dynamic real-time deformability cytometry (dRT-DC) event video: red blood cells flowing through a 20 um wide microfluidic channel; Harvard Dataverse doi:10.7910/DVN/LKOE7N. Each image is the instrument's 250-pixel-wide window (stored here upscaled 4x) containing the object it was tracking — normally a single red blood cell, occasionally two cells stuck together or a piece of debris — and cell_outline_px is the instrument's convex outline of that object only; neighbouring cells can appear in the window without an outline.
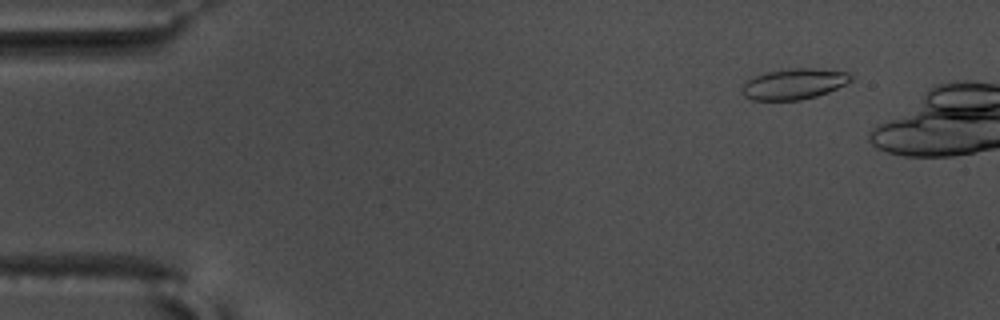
{"species": "common noctule bat (a hibernating species)", "species_latin": "Nyctalus noctula", "temperature_condition": "warm", "stored_images_in_passage": 5, "camera_frame_rate_fps": 3000, "um_per_image_px": 0.085, "animal": {"sex": "male", "body_mass_g": 17.5, "forearm_length_mm": 52.3}, "frame": {"image": 1, "passage_image": 1, "time_ms": 0.0, "image_size_px": [1000, 320], "cell_outline_px": [[852, 80], [828, 92], [816, 96], [800, 100], [752, 100], [744, 96], [740, 92], [744, 84], [748, 80], [756, 76], [768, 72], [788, 68], [812, 68], [848, 72], [852, 76]], "centroid_in_image_um": [67.48, 7.14], "position_along_channel_um": 17.5, "area_um2": 19.36}}